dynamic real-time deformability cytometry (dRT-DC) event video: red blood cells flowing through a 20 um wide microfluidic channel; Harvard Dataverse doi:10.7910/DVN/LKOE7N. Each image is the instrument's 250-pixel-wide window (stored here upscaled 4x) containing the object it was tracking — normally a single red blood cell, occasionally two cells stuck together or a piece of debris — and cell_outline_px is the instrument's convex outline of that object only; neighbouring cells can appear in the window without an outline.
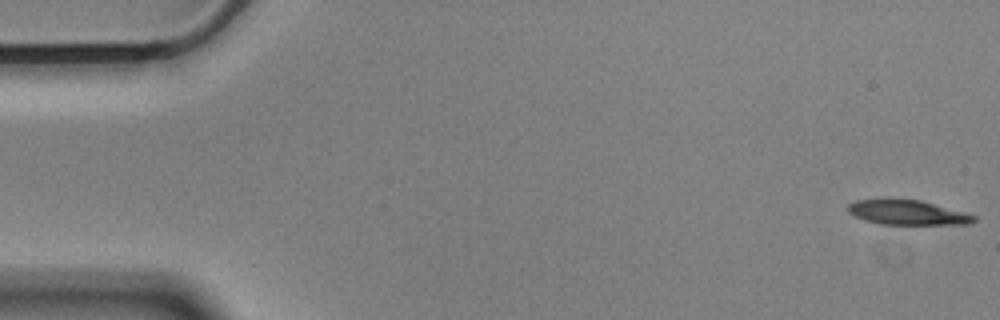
{"species": "Egyptian fruit bat (a non-hibernating species)", "species_latin": "Rousettus aegyptiacus", "temperature_condition": "cold", "stored_images_in_passage": 56, "camera_frame_rate_fps": 3000, "um_per_image_px": 0.085, "animal": {"sex": "male"}, "frame": {"image": 1, "passage_image": 1, "time_ms": 0.0, "image_size_px": [1000, 320], "cell_outline_px": [[976, 220], [968, 224], [880, 224], [856, 216], [848, 212], [848, 204], [856, 200], [888, 196], [920, 200], [964, 212], [976, 216]], "centroid_in_image_um": [77.08, 18.01], "position_along_channel_um": 7.9, "area_um2": 18.5}}
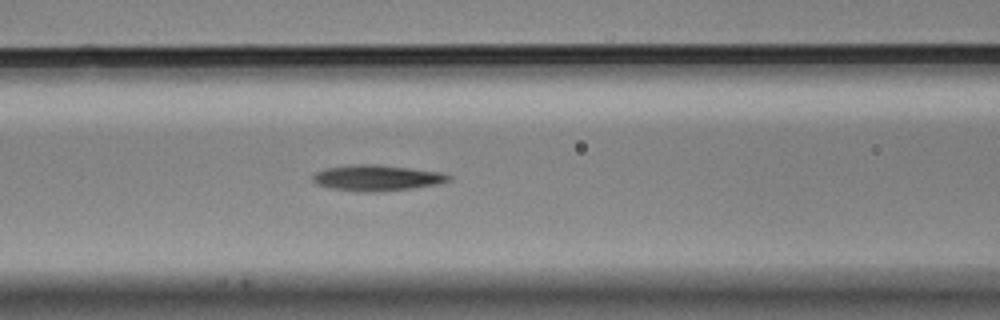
{"frame": {"image": 2, "passage_image": 23, "time_ms": 7.333, "image_size_px": [1000, 320], "cell_outline_px": [[452, 180], [440, 184], [412, 188], [372, 192], [360, 192], [332, 188], [316, 184], [312, 180], [312, 176], [316, 172], [324, 168], [348, 164], [376, 164], [444, 172], [452, 176]], "centroid_in_image_um": [32.06, 15.11], "position_along_channel_um": 134.5, "area_um2": 20.75}}
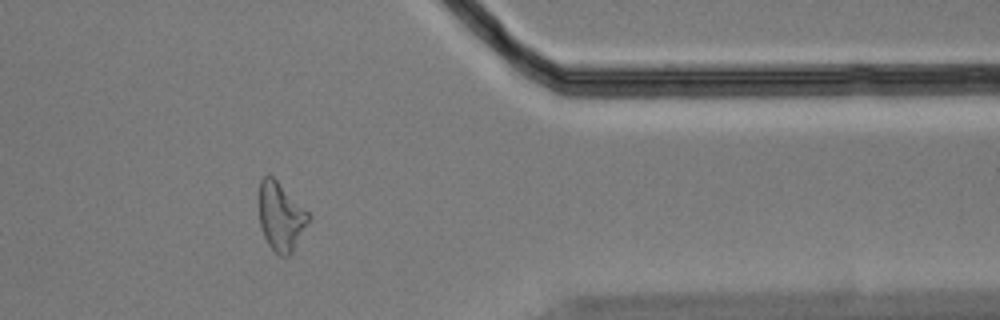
{"frame": {"image": 3, "passage_image": 46, "time_ms": 15.0, "image_size_px": [1000, 320], "cell_outline_px": [[312, 216], [292, 252], [288, 256], [280, 256], [268, 244], [264, 236], [260, 224], [260, 180], [268, 172]], "centroid_in_image_um": [23.88, 18.41], "position_along_channel_um": 387.5, "area_um2": 19.36}, "authors_computed_cell_mechanics": {"area_um2": 19.5942, "velocity_mm_per_s": 3.5373, "shape_relaxation_time_tau1_ms": 10.2202, "shape_relaxation_time_tau2_ms": 9.7559, "deformation_change_tau1": 0.2548, "deformation_change_tau2": 0.2395}}